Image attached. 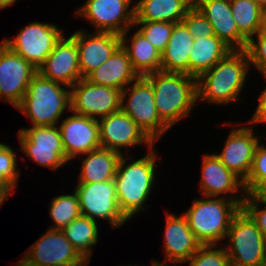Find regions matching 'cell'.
I'll list each match as a JSON object with an SVG mask.
<instances>
[{"instance_id":"7402d4cb","label":"cell","mask_w":266,"mask_h":266,"mask_svg":"<svg viewBox=\"0 0 266 266\" xmlns=\"http://www.w3.org/2000/svg\"><path fill=\"white\" fill-rule=\"evenodd\" d=\"M166 228L164 233L165 261L164 263H187L193 254L202 246L189 228L184 214L180 217L166 214Z\"/></svg>"},{"instance_id":"83f0119b","label":"cell","mask_w":266,"mask_h":266,"mask_svg":"<svg viewBox=\"0 0 266 266\" xmlns=\"http://www.w3.org/2000/svg\"><path fill=\"white\" fill-rule=\"evenodd\" d=\"M82 158L78 183H95L114 180L122 154L100 147Z\"/></svg>"},{"instance_id":"4316f807","label":"cell","mask_w":266,"mask_h":266,"mask_svg":"<svg viewBox=\"0 0 266 266\" xmlns=\"http://www.w3.org/2000/svg\"><path fill=\"white\" fill-rule=\"evenodd\" d=\"M194 0H138L135 21L182 22Z\"/></svg>"},{"instance_id":"2e32d148","label":"cell","mask_w":266,"mask_h":266,"mask_svg":"<svg viewBox=\"0 0 266 266\" xmlns=\"http://www.w3.org/2000/svg\"><path fill=\"white\" fill-rule=\"evenodd\" d=\"M101 147L124 155L123 147L146 144L151 149L154 142L121 109L98 120Z\"/></svg>"},{"instance_id":"cb8c5ba5","label":"cell","mask_w":266,"mask_h":266,"mask_svg":"<svg viewBox=\"0 0 266 266\" xmlns=\"http://www.w3.org/2000/svg\"><path fill=\"white\" fill-rule=\"evenodd\" d=\"M193 38L183 22L175 23L166 49L161 53V71L189 75V55Z\"/></svg>"},{"instance_id":"8fae6325","label":"cell","mask_w":266,"mask_h":266,"mask_svg":"<svg viewBox=\"0 0 266 266\" xmlns=\"http://www.w3.org/2000/svg\"><path fill=\"white\" fill-rule=\"evenodd\" d=\"M70 111L99 120L120 110L121 91L81 78L70 88Z\"/></svg>"},{"instance_id":"e575fe53","label":"cell","mask_w":266,"mask_h":266,"mask_svg":"<svg viewBox=\"0 0 266 266\" xmlns=\"http://www.w3.org/2000/svg\"><path fill=\"white\" fill-rule=\"evenodd\" d=\"M15 152L6 144L0 142V180L13 187L17 186L20 170L17 169Z\"/></svg>"},{"instance_id":"52a82bcc","label":"cell","mask_w":266,"mask_h":266,"mask_svg":"<svg viewBox=\"0 0 266 266\" xmlns=\"http://www.w3.org/2000/svg\"><path fill=\"white\" fill-rule=\"evenodd\" d=\"M128 86L121 92L120 109L155 143L170 127L157 112L152 84L139 76Z\"/></svg>"},{"instance_id":"6da1fadb","label":"cell","mask_w":266,"mask_h":266,"mask_svg":"<svg viewBox=\"0 0 266 266\" xmlns=\"http://www.w3.org/2000/svg\"><path fill=\"white\" fill-rule=\"evenodd\" d=\"M250 61L246 50H232L197 78V100L211 104L237 101L245 83Z\"/></svg>"},{"instance_id":"ba28073f","label":"cell","mask_w":266,"mask_h":266,"mask_svg":"<svg viewBox=\"0 0 266 266\" xmlns=\"http://www.w3.org/2000/svg\"><path fill=\"white\" fill-rule=\"evenodd\" d=\"M20 150L41 166L58 170L69 161L66 158L58 125L32 126L18 131Z\"/></svg>"},{"instance_id":"ffe728a7","label":"cell","mask_w":266,"mask_h":266,"mask_svg":"<svg viewBox=\"0 0 266 266\" xmlns=\"http://www.w3.org/2000/svg\"><path fill=\"white\" fill-rule=\"evenodd\" d=\"M38 72L45 78L71 88L81 79L79 52L76 41L61 37Z\"/></svg>"},{"instance_id":"3957f363","label":"cell","mask_w":266,"mask_h":266,"mask_svg":"<svg viewBox=\"0 0 266 266\" xmlns=\"http://www.w3.org/2000/svg\"><path fill=\"white\" fill-rule=\"evenodd\" d=\"M145 77L152 84L157 112L170 128L187 117L197 104V78L163 71Z\"/></svg>"},{"instance_id":"ee69618b","label":"cell","mask_w":266,"mask_h":266,"mask_svg":"<svg viewBox=\"0 0 266 266\" xmlns=\"http://www.w3.org/2000/svg\"><path fill=\"white\" fill-rule=\"evenodd\" d=\"M16 266H53V265L32 264V263H17Z\"/></svg>"},{"instance_id":"f546056e","label":"cell","mask_w":266,"mask_h":266,"mask_svg":"<svg viewBox=\"0 0 266 266\" xmlns=\"http://www.w3.org/2000/svg\"><path fill=\"white\" fill-rule=\"evenodd\" d=\"M238 31L249 41L260 31L264 9L252 0H230Z\"/></svg>"},{"instance_id":"ac0fdd59","label":"cell","mask_w":266,"mask_h":266,"mask_svg":"<svg viewBox=\"0 0 266 266\" xmlns=\"http://www.w3.org/2000/svg\"><path fill=\"white\" fill-rule=\"evenodd\" d=\"M252 126H244L231 130L226 139L223 151L215 155L238 177L245 181L252 169L255 150L260 143L254 135Z\"/></svg>"},{"instance_id":"8d00e7d4","label":"cell","mask_w":266,"mask_h":266,"mask_svg":"<svg viewBox=\"0 0 266 266\" xmlns=\"http://www.w3.org/2000/svg\"><path fill=\"white\" fill-rule=\"evenodd\" d=\"M182 22L193 36H204L207 38L215 35L210 22L194 5L188 10Z\"/></svg>"},{"instance_id":"484cf974","label":"cell","mask_w":266,"mask_h":266,"mask_svg":"<svg viewBox=\"0 0 266 266\" xmlns=\"http://www.w3.org/2000/svg\"><path fill=\"white\" fill-rule=\"evenodd\" d=\"M189 55V75L198 78L210 70L217 62L232 51L216 35L210 37L194 36Z\"/></svg>"},{"instance_id":"74e56055","label":"cell","mask_w":266,"mask_h":266,"mask_svg":"<svg viewBox=\"0 0 266 266\" xmlns=\"http://www.w3.org/2000/svg\"><path fill=\"white\" fill-rule=\"evenodd\" d=\"M260 204L265 208H259ZM241 209L252 219L266 239V204L261 203L253 194H247Z\"/></svg>"},{"instance_id":"836d02e7","label":"cell","mask_w":266,"mask_h":266,"mask_svg":"<svg viewBox=\"0 0 266 266\" xmlns=\"http://www.w3.org/2000/svg\"><path fill=\"white\" fill-rule=\"evenodd\" d=\"M264 182H266V146L259 143L255 150L252 169L244 181L246 193L252 194Z\"/></svg>"},{"instance_id":"30bf717a","label":"cell","mask_w":266,"mask_h":266,"mask_svg":"<svg viewBox=\"0 0 266 266\" xmlns=\"http://www.w3.org/2000/svg\"><path fill=\"white\" fill-rule=\"evenodd\" d=\"M62 32L55 24L31 22L15 39L5 38L3 43L38 70L63 36Z\"/></svg>"},{"instance_id":"60d3db41","label":"cell","mask_w":266,"mask_h":266,"mask_svg":"<svg viewBox=\"0 0 266 266\" xmlns=\"http://www.w3.org/2000/svg\"><path fill=\"white\" fill-rule=\"evenodd\" d=\"M261 203L266 204V182L261 184L253 193H252Z\"/></svg>"},{"instance_id":"bcb514c9","label":"cell","mask_w":266,"mask_h":266,"mask_svg":"<svg viewBox=\"0 0 266 266\" xmlns=\"http://www.w3.org/2000/svg\"><path fill=\"white\" fill-rule=\"evenodd\" d=\"M151 266H168V265H166V264H160V262H158L157 260H155V261H152V265ZM174 266H176V265H174Z\"/></svg>"},{"instance_id":"4dcf8cb0","label":"cell","mask_w":266,"mask_h":266,"mask_svg":"<svg viewBox=\"0 0 266 266\" xmlns=\"http://www.w3.org/2000/svg\"><path fill=\"white\" fill-rule=\"evenodd\" d=\"M51 201L49 214L54 225L49 229L63 230L71 221L81 215L79 200L76 192L59 195Z\"/></svg>"},{"instance_id":"9a60e30c","label":"cell","mask_w":266,"mask_h":266,"mask_svg":"<svg viewBox=\"0 0 266 266\" xmlns=\"http://www.w3.org/2000/svg\"><path fill=\"white\" fill-rule=\"evenodd\" d=\"M200 179V192L203 196L223 197L236 201L240 206L246 198L244 181L229 170L214 154H203ZM242 191V197L236 194ZM235 193V195H234ZM237 195V196H236Z\"/></svg>"},{"instance_id":"8992f818","label":"cell","mask_w":266,"mask_h":266,"mask_svg":"<svg viewBox=\"0 0 266 266\" xmlns=\"http://www.w3.org/2000/svg\"><path fill=\"white\" fill-rule=\"evenodd\" d=\"M226 238L230 266H266V239L242 209L232 218Z\"/></svg>"},{"instance_id":"5b68a950","label":"cell","mask_w":266,"mask_h":266,"mask_svg":"<svg viewBox=\"0 0 266 266\" xmlns=\"http://www.w3.org/2000/svg\"><path fill=\"white\" fill-rule=\"evenodd\" d=\"M67 89L37 72L16 108L30 118L31 126L56 125L66 108H71Z\"/></svg>"},{"instance_id":"7c38bea8","label":"cell","mask_w":266,"mask_h":266,"mask_svg":"<svg viewBox=\"0 0 266 266\" xmlns=\"http://www.w3.org/2000/svg\"><path fill=\"white\" fill-rule=\"evenodd\" d=\"M17 263L53 266H87L89 263L78 253L62 230L48 229L23 254Z\"/></svg>"},{"instance_id":"d4e9b609","label":"cell","mask_w":266,"mask_h":266,"mask_svg":"<svg viewBox=\"0 0 266 266\" xmlns=\"http://www.w3.org/2000/svg\"><path fill=\"white\" fill-rule=\"evenodd\" d=\"M129 30L121 35V46L127 51L133 69L139 76L161 71V53L138 30L128 39Z\"/></svg>"},{"instance_id":"44dd1931","label":"cell","mask_w":266,"mask_h":266,"mask_svg":"<svg viewBox=\"0 0 266 266\" xmlns=\"http://www.w3.org/2000/svg\"><path fill=\"white\" fill-rule=\"evenodd\" d=\"M194 6L210 22L215 35L231 50H246L248 40L238 31L230 0H194Z\"/></svg>"},{"instance_id":"f35d334b","label":"cell","mask_w":266,"mask_h":266,"mask_svg":"<svg viewBox=\"0 0 266 266\" xmlns=\"http://www.w3.org/2000/svg\"><path fill=\"white\" fill-rule=\"evenodd\" d=\"M266 82V80H265ZM259 104L255 110L254 115L247 122V124H255L266 123V88L262 91V94L259 96Z\"/></svg>"},{"instance_id":"f1b7e54d","label":"cell","mask_w":266,"mask_h":266,"mask_svg":"<svg viewBox=\"0 0 266 266\" xmlns=\"http://www.w3.org/2000/svg\"><path fill=\"white\" fill-rule=\"evenodd\" d=\"M98 222L80 215L62 231L78 253L90 263L92 247L98 243Z\"/></svg>"},{"instance_id":"4fadbf2b","label":"cell","mask_w":266,"mask_h":266,"mask_svg":"<svg viewBox=\"0 0 266 266\" xmlns=\"http://www.w3.org/2000/svg\"><path fill=\"white\" fill-rule=\"evenodd\" d=\"M133 0H86L76 15L94 25L95 31L112 32L122 35L133 27L135 6ZM130 8V9H129Z\"/></svg>"},{"instance_id":"9c48e42d","label":"cell","mask_w":266,"mask_h":266,"mask_svg":"<svg viewBox=\"0 0 266 266\" xmlns=\"http://www.w3.org/2000/svg\"><path fill=\"white\" fill-rule=\"evenodd\" d=\"M74 191L78 196L81 215L95 221L107 220L113 229L127 221L118 206L114 180L78 183Z\"/></svg>"},{"instance_id":"e0dca14e","label":"cell","mask_w":266,"mask_h":266,"mask_svg":"<svg viewBox=\"0 0 266 266\" xmlns=\"http://www.w3.org/2000/svg\"><path fill=\"white\" fill-rule=\"evenodd\" d=\"M72 113L58 123L68 161L101 147L98 120Z\"/></svg>"},{"instance_id":"7bdbcfd3","label":"cell","mask_w":266,"mask_h":266,"mask_svg":"<svg viewBox=\"0 0 266 266\" xmlns=\"http://www.w3.org/2000/svg\"><path fill=\"white\" fill-rule=\"evenodd\" d=\"M17 0H0V10L14 4Z\"/></svg>"},{"instance_id":"5bb4252c","label":"cell","mask_w":266,"mask_h":266,"mask_svg":"<svg viewBox=\"0 0 266 266\" xmlns=\"http://www.w3.org/2000/svg\"><path fill=\"white\" fill-rule=\"evenodd\" d=\"M37 72L38 70L28 61L2 42L0 45V100L10 102L16 108Z\"/></svg>"},{"instance_id":"b9f144b4","label":"cell","mask_w":266,"mask_h":266,"mask_svg":"<svg viewBox=\"0 0 266 266\" xmlns=\"http://www.w3.org/2000/svg\"><path fill=\"white\" fill-rule=\"evenodd\" d=\"M260 32H261L263 35H266V10H264L263 15H262V21H261Z\"/></svg>"},{"instance_id":"277c9868","label":"cell","mask_w":266,"mask_h":266,"mask_svg":"<svg viewBox=\"0 0 266 266\" xmlns=\"http://www.w3.org/2000/svg\"><path fill=\"white\" fill-rule=\"evenodd\" d=\"M241 206L234 200L223 197L195 199L188 211L189 228L202 245H218L226 238L232 218L240 211Z\"/></svg>"},{"instance_id":"7a4b0ae2","label":"cell","mask_w":266,"mask_h":266,"mask_svg":"<svg viewBox=\"0 0 266 266\" xmlns=\"http://www.w3.org/2000/svg\"><path fill=\"white\" fill-rule=\"evenodd\" d=\"M156 155L158 154L152 147L148 155L130 164H127L128 158L125 155H122L119 160L114 181L118 206L127 220L145 211V202L150 198L155 183Z\"/></svg>"},{"instance_id":"d590c367","label":"cell","mask_w":266,"mask_h":266,"mask_svg":"<svg viewBox=\"0 0 266 266\" xmlns=\"http://www.w3.org/2000/svg\"><path fill=\"white\" fill-rule=\"evenodd\" d=\"M246 51L250 65L257 68L266 79V35L257 32L256 36L248 41Z\"/></svg>"},{"instance_id":"d6986e66","label":"cell","mask_w":266,"mask_h":266,"mask_svg":"<svg viewBox=\"0 0 266 266\" xmlns=\"http://www.w3.org/2000/svg\"><path fill=\"white\" fill-rule=\"evenodd\" d=\"M70 36L77 43L81 78H86L121 46V35L112 32L95 31L91 35L80 29Z\"/></svg>"},{"instance_id":"f6af8a7d","label":"cell","mask_w":266,"mask_h":266,"mask_svg":"<svg viewBox=\"0 0 266 266\" xmlns=\"http://www.w3.org/2000/svg\"><path fill=\"white\" fill-rule=\"evenodd\" d=\"M257 5H259L262 9L266 10V0H252Z\"/></svg>"},{"instance_id":"1f68e13d","label":"cell","mask_w":266,"mask_h":266,"mask_svg":"<svg viewBox=\"0 0 266 266\" xmlns=\"http://www.w3.org/2000/svg\"><path fill=\"white\" fill-rule=\"evenodd\" d=\"M175 23L155 21H135L138 31L162 53L168 44Z\"/></svg>"},{"instance_id":"603a6c76","label":"cell","mask_w":266,"mask_h":266,"mask_svg":"<svg viewBox=\"0 0 266 266\" xmlns=\"http://www.w3.org/2000/svg\"><path fill=\"white\" fill-rule=\"evenodd\" d=\"M139 77L133 69L127 51L120 46L104 63L86 79L91 83L109 86L121 92Z\"/></svg>"},{"instance_id":"ab89813d","label":"cell","mask_w":266,"mask_h":266,"mask_svg":"<svg viewBox=\"0 0 266 266\" xmlns=\"http://www.w3.org/2000/svg\"><path fill=\"white\" fill-rule=\"evenodd\" d=\"M15 189L12 185L0 180V206L5 202L11 190Z\"/></svg>"},{"instance_id":"d6a6232c","label":"cell","mask_w":266,"mask_h":266,"mask_svg":"<svg viewBox=\"0 0 266 266\" xmlns=\"http://www.w3.org/2000/svg\"><path fill=\"white\" fill-rule=\"evenodd\" d=\"M216 245H202L193 256L187 260L189 266H230V260L225 248H215Z\"/></svg>"}]
</instances>
